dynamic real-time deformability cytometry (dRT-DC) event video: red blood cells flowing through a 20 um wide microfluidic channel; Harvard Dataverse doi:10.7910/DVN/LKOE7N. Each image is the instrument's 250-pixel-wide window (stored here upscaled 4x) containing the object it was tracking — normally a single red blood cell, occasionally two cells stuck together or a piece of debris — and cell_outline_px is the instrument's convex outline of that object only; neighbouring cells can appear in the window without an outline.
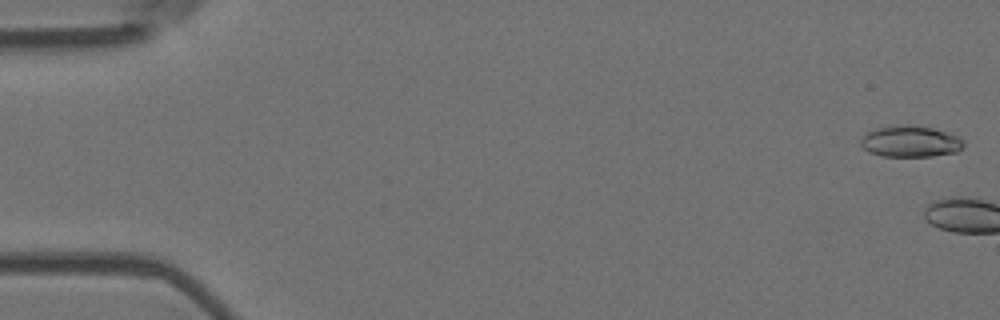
{"species": "Egyptian fruit bat (a non-hibernating species)", "species_latin": "Rousettus aegyptiacus", "temperature_condition": "room temperature", "stored_images_in_passage": 12, "camera_frame_rate_fps": 3000, "um_per_image_px": 0.085, "animal": {"sex": "female"}, "frame": {"image": 1, "passage_image": 1, "time_ms": 0.0, "image_size_px": [1000, 320], "cell_outline_px": [[964, 144], [956, 152], [932, 156], [884, 156], [868, 152], [860, 144], [860, 140], [868, 132], [876, 128], [908, 124], [932, 128], [956, 136], [964, 140]], "centroid_in_image_um": [77.36, 12.03], "position_along_channel_um": 7.6, "area_um2": 18.5}}
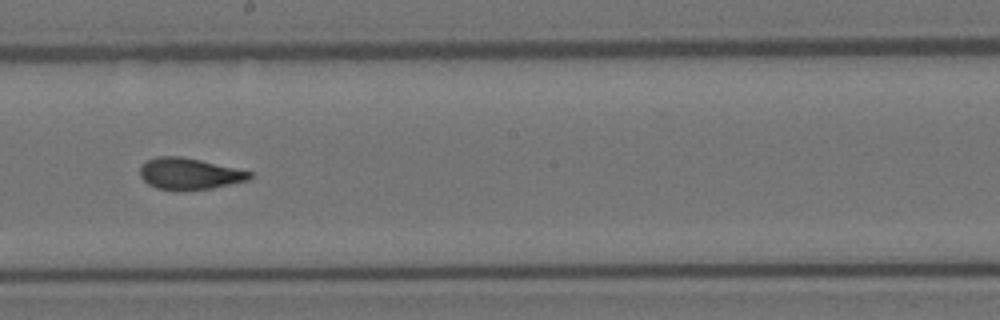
{"frame": {"image": 2, "passage_image": 10, "time_ms": 3.0, "image_size_px": [1000, 320], "cell_outline_px": [[252, 176], [248, 180], [212, 188], [156, 188], [148, 184], [140, 176], [140, 164], [156, 156], [180, 156], [200, 160], [252, 172]], "centroid_in_image_um": [16.07, 14.73], "position_along_channel_um": 232.1, "area_um2": 19.48}}
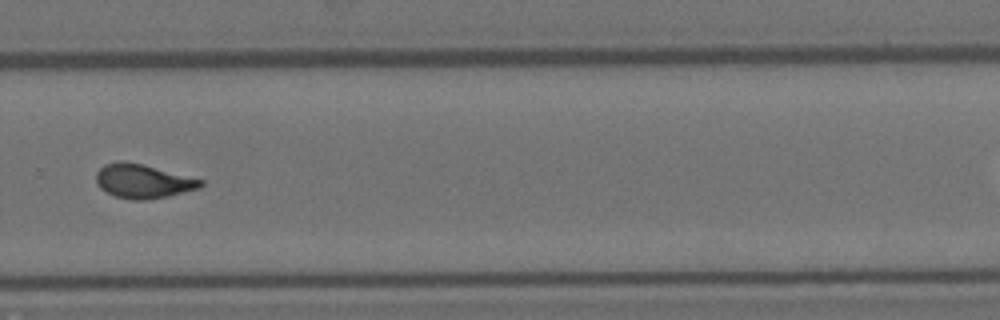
{"frame": {"image": 3, "passage_image": 12, "time_ms": 3.667, "image_size_px": [1000, 320], "cell_outline_px": [[204, 184], [200, 188], [168, 196], [144, 200], [132, 200], [116, 196], [100, 188], [96, 180], [96, 172], [104, 164], [116, 160], [124, 160], [144, 164], [204, 180]], "centroid_in_image_um": [12.15, 15.38], "position_along_channel_um": 317.6, "area_um2": 20.87}}